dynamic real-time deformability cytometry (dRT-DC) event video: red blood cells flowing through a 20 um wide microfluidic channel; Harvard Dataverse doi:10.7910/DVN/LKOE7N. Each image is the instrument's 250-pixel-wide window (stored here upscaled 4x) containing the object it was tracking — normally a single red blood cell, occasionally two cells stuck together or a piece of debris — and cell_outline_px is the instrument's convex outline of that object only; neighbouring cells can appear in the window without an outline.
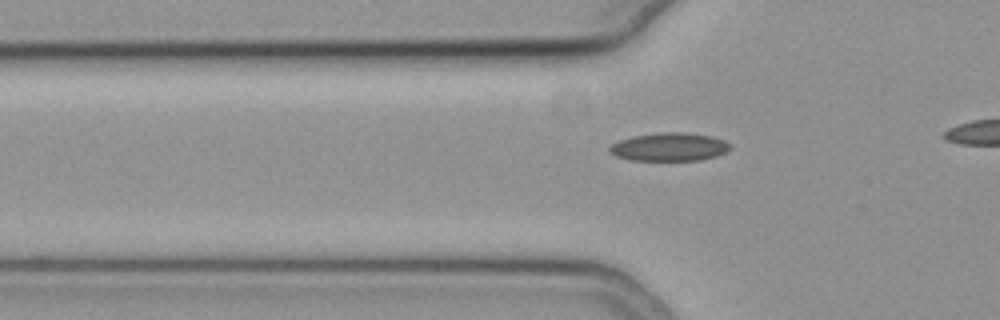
{"species": "common noctule bat (a hibernating species)", "species_latin": "Nyctalus noctula", "temperature_condition": "cold", "stored_images_in_passage": 17, "camera_frame_rate_fps": 3000, "um_per_image_px": 0.085, "animal": {"sex": "female", "body_mass_g": 19.3, "forearm_length_mm": 54.1}, "frame": {"image": 1, "passage_image": 7, "time_ms": 2.0, "image_size_px": [1000, 320], "cell_outline_px": [[732, 148], [728, 152], [716, 156], [700, 160], [632, 160], [616, 156], [608, 152], [608, 148], [612, 144], [620, 140], [632, 136], [660, 132], [688, 132], [712, 136], [724, 140], [732, 144]], "centroid_in_image_um": [56.94, 12.48], "position_along_channel_um": 68.9, "area_um2": 20.11}}
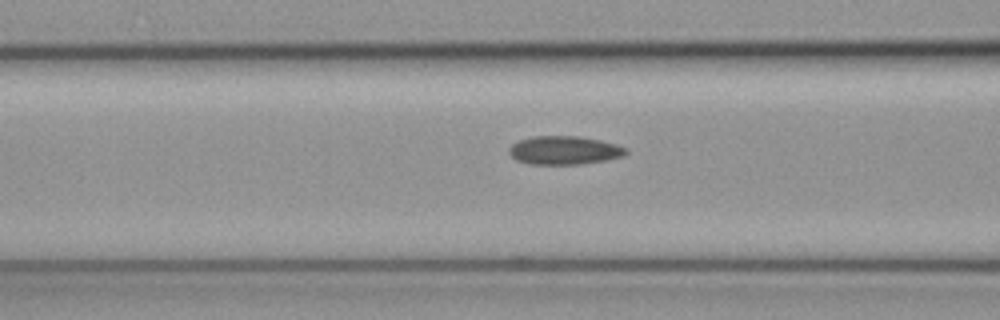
{"frame": {"image": 2, "passage_image": 11, "time_ms": 3.333, "image_size_px": [1000, 320], "cell_outline_px": [[628, 152], [624, 156], [604, 160], [580, 164], [532, 164], [516, 160], [508, 152], [508, 148], [512, 144], [520, 140], [532, 136], [580, 136], [600, 140], [616, 144], [628, 148]], "centroid_in_image_um": [47.97, 12.77], "position_along_channel_um": 118.6, "area_um2": 19.42}}
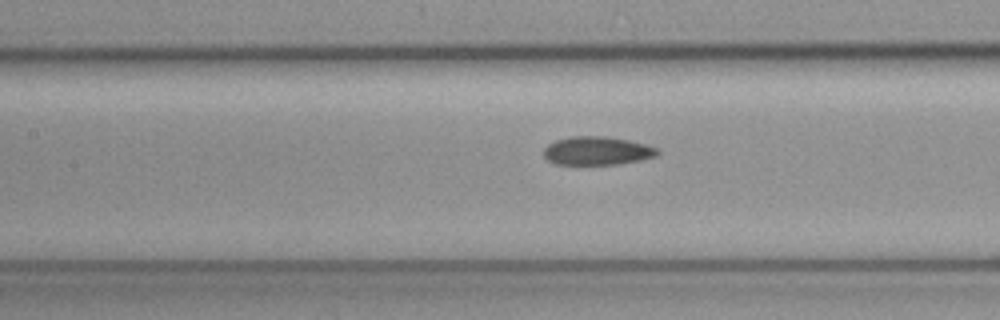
{"frame": {"image": 3, "passage_image": 14, "time_ms": 4.333, "image_size_px": [1000, 320], "cell_outline_px": [[660, 152], [656, 156], [640, 160], [620, 164], [556, 164], [548, 160], [544, 156], [544, 148], [548, 144], [556, 140], [572, 136], [604, 136], [628, 140], [644, 144], [656, 148]], "centroid_in_image_um": [50.74, 12.82], "position_along_channel_um": 156.7, "area_um2": 18.73}}